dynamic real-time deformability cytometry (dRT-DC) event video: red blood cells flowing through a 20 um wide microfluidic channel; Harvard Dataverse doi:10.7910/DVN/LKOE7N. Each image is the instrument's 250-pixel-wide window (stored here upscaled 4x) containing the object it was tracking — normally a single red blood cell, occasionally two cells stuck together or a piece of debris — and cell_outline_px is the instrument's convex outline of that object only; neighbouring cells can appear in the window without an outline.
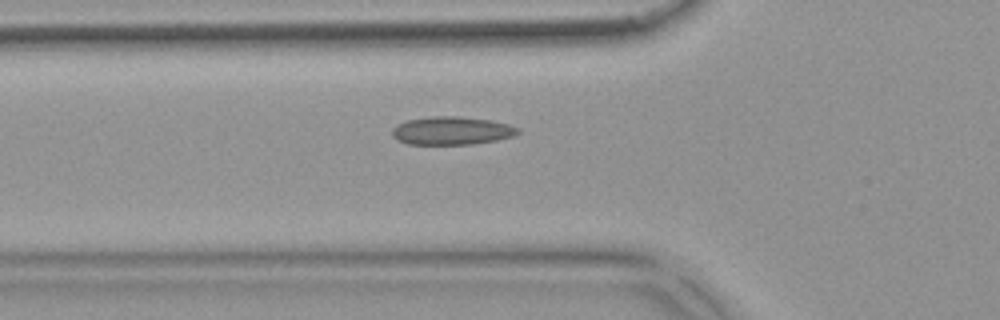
{"species": "common noctule bat (a hibernating species)", "species_latin": "Nyctalus noctula", "temperature_condition": "warm", "stored_images_in_passage": 37, "camera_frame_rate_fps": 3000, "um_per_image_px": 0.085, "animal": {"sex": "female", "body_mass_g": 18.4}, "frame": {"image": 1, "passage_image": 3, "time_ms": 0.667, "image_size_px": [1000, 320], "cell_outline_px": [[520, 132], [512, 136], [496, 140], [472, 144], [408, 144], [396, 140], [392, 136], [392, 128], [396, 124], [408, 120], [432, 116], [460, 116], [492, 120], [508, 124], [520, 128]], "centroid_in_image_um": [38.38, 11.1], "position_along_channel_um": 87.4, "area_um2": 20.75}}
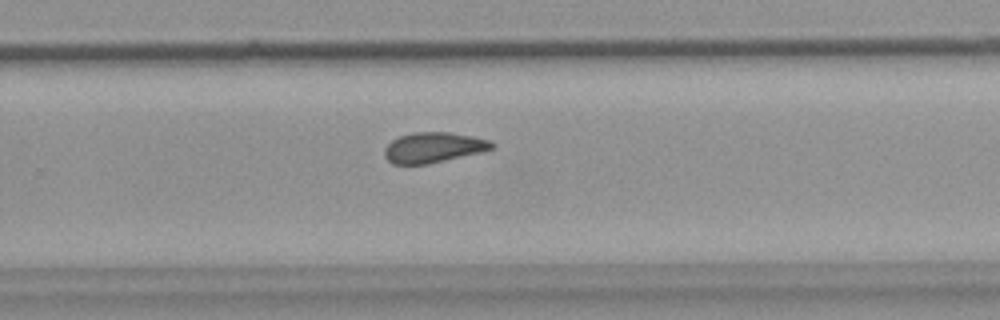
{"frame": {"image": 2, "passage_image": 19, "time_ms": 6.0, "image_size_px": [1000, 320], "cell_outline_px": [[496, 148], [480, 152], [428, 164], [392, 164], [384, 156], [384, 148], [392, 140], [400, 136], [412, 132], [448, 132], [472, 136], [492, 140], [496, 144]], "centroid_in_image_um": [36.86, 12.53], "position_along_channel_um": 292.9, "area_um2": 19.07}}
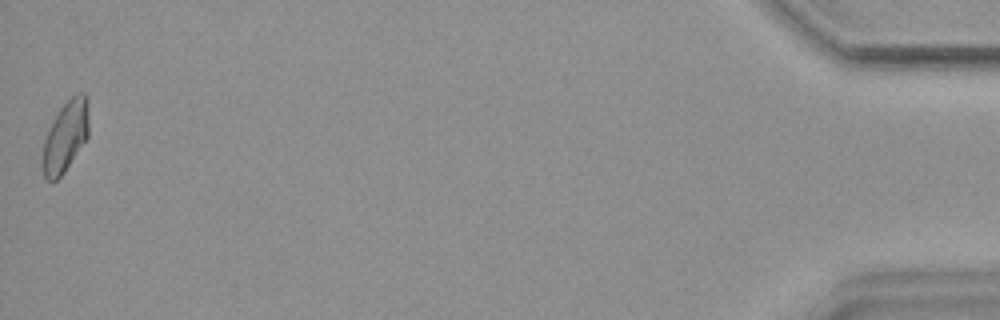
{"frame": {"image": 3, "passage_image": 37, "time_ms": 12.0, "image_size_px": [1000, 320], "cell_outline_px": [[88, 136], [64, 172], [56, 180], [44, 180], [40, 164], [40, 160], [44, 140], [48, 128], [60, 108], [76, 92], [84, 92], [88, 96]], "centroid_in_image_um": [5.53, 11.6], "position_along_channel_um": 429.7, "area_um2": 19.42}, "authors_computed_cell_mechanics": {"area_um2": 19.1896, "velocity_mm_per_s": 3.8592, "shape_relaxation_time_tau1_ms": null, "shape_relaxation_time_tau2_ms": 1.932, "deformation_change_tau1": null, "deformation_change_tau2": 0.081}}